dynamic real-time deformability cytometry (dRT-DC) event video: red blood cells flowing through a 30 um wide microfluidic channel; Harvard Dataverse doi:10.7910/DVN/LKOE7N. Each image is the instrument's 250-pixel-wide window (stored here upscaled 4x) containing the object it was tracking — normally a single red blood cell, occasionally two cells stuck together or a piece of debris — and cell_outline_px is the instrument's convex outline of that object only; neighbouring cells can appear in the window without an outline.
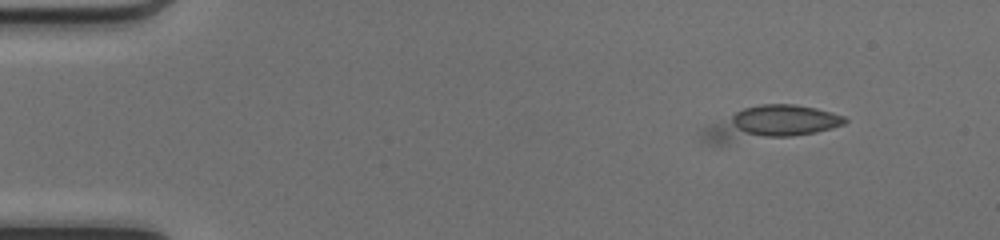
{"species": "common noctule bat (a hibernating species)", "species_latin": "Nyctalus noctula", "temperature_condition": "cold", "stored_images_in_passage": 8, "camera_frame_rate_fps": 3000, "um_per_image_px": 0.085, "animal": {"sex": "female", "body_mass_g": 17.0, "forearm_length_mm": 48.0}, "frame": {"image": 1, "passage_image": 1, "time_ms": 0.0, "image_size_px": [1000, 240], "cell_outline_px": [[848, 120], [844, 124], [832, 128], [816, 132], [792, 136], [724, 144], [708, 144], [704, 140], [704, 128], [744, 108], [760, 104], [792, 104], [816, 108], [844, 116]], "centroid_in_image_um": [65.5, 10.49], "position_along_channel_um": 19.5, "area_um2": 27.4}}